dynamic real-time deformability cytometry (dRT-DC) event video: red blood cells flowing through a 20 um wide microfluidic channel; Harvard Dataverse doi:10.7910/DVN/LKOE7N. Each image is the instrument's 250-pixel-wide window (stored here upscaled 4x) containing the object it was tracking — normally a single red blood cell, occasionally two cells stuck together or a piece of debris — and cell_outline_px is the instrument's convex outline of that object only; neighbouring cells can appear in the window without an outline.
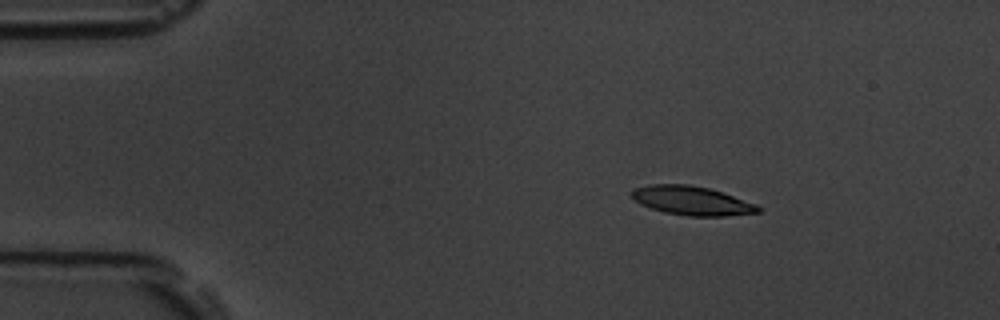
{"species": "common noctule bat (a hibernating species)", "species_latin": "Nyctalus noctula", "temperature_condition": "room temperature", "stored_images_in_passage": 4, "camera_frame_rate_fps": 3000, "um_per_image_px": 0.085, "animal": {"sex": "male", "body_mass_g": 19.5, "forearm_length_mm": 54.6}, "frame": {"image": 1, "passage_image": 3, "time_ms": 2.333, "image_size_px": [1000, 320], "cell_outline_px": [[764, 208], [760, 212], [724, 216], [688, 216], [664, 212], [648, 208], [632, 200], [632, 192], [636, 188], [652, 184], [688, 184], [708, 188], [756, 204]], "centroid_in_image_um": [58.79, 17.07], "position_along_channel_um": 26.2, "area_um2": 21.27}}